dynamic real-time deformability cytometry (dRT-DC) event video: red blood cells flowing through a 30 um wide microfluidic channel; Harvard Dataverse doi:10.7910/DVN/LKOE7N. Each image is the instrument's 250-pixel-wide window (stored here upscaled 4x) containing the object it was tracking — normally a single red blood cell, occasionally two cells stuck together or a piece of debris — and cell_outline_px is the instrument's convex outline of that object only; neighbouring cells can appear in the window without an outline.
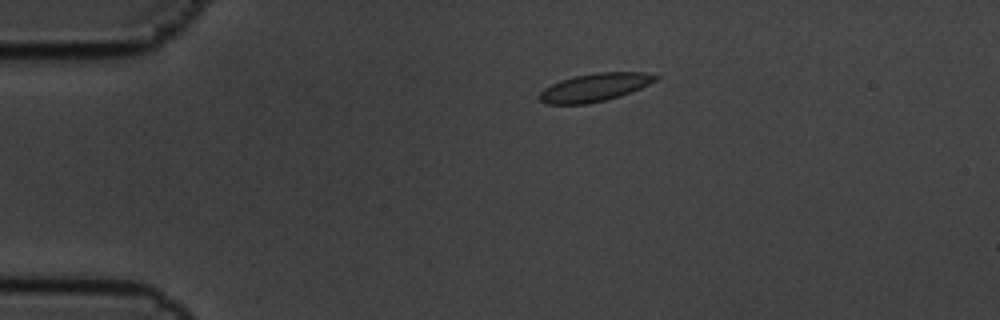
{"species": "common noctule bat (a hibernating species)", "species_latin": "Nyctalus noctula", "temperature_condition": "cold", "stored_images_in_passage": 7, "camera_frame_rate_fps": 3000, "um_per_image_px": 0.085, "animal": {"sex": "male", "body_mass_g": 19.5, "forearm_length_mm": 54.6}, "frame": {"image": 1, "passage_image": 4, "time_ms": 1.0, "image_size_px": [1000, 320], "cell_outline_px": [[660, 76], [656, 80], [640, 88], [620, 96], [588, 104], [548, 104], [540, 100], [536, 96], [544, 88], [560, 80], [576, 76], [596, 72], [644, 72]], "centroid_in_image_um": [50.52, 7.43], "position_along_channel_um": 34.5, "area_um2": 18.9}}
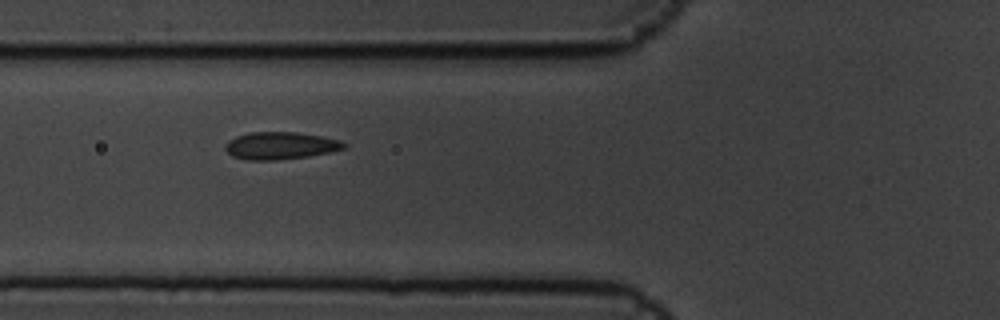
{"frame": {"image": 2, "passage_image": 6, "time_ms": 1.667, "image_size_px": [1000, 320], "cell_outline_px": [[348, 144], [344, 148], [332, 152], [308, 156], [276, 160], [248, 160], [232, 156], [224, 148], [224, 144], [228, 140], [236, 136], [248, 132], [296, 132], [320, 136], [340, 140]], "centroid_in_image_um": [23.81, 12.38], "position_along_channel_um": 102.0, "area_um2": 19.02}}
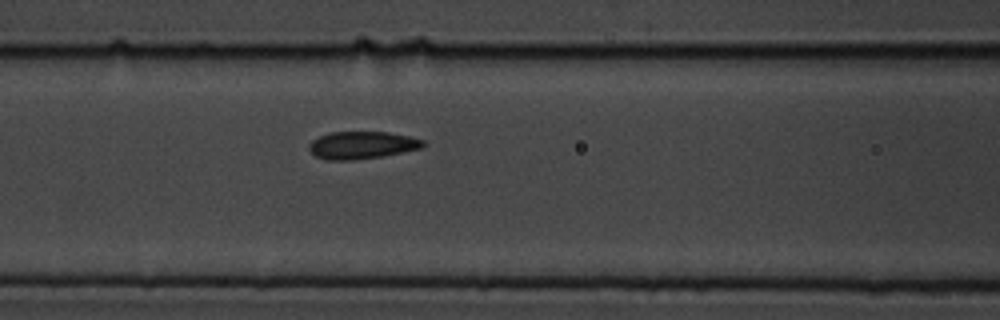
{"frame": {"image": 3, "passage_image": 7, "time_ms": 2.0, "image_size_px": [1000, 320], "cell_outline_px": [[428, 144], [424, 148], [404, 152], [380, 156], [352, 160], [324, 160], [316, 156], [308, 148], [308, 144], [312, 140], [328, 132], [388, 132], [408, 136], [424, 140]], "centroid_in_image_um": [30.79, 12.33], "position_along_channel_um": 135.8, "area_um2": 18.38}}